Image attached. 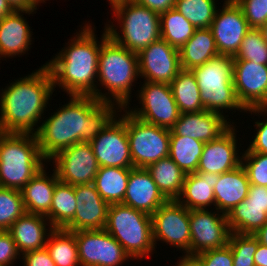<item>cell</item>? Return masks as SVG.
<instances>
[{
  "label": "cell",
  "mask_w": 267,
  "mask_h": 266,
  "mask_svg": "<svg viewBox=\"0 0 267 266\" xmlns=\"http://www.w3.org/2000/svg\"><path fill=\"white\" fill-rule=\"evenodd\" d=\"M170 87L180 114L205 110L200 99V89L191 70L182 69L170 83Z\"/></svg>",
  "instance_id": "cell-31"
},
{
  "label": "cell",
  "mask_w": 267,
  "mask_h": 266,
  "mask_svg": "<svg viewBox=\"0 0 267 266\" xmlns=\"http://www.w3.org/2000/svg\"><path fill=\"white\" fill-rule=\"evenodd\" d=\"M20 257L12 235L8 231H0V265L13 266Z\"/></svg>",
  "instance_id": "cell-44"
},
{
  "label": "cell",
  "mask_w": 267,
  "mask_h": 266,
  "mask_svg": "<svg viewBox=\"0 0 267 266\" xmlns=\"http://www.w3.org/2000/svg\"><path fill=\"white\" fill-rule=\"evenodd\" d=\"M45 162L36 134L0 133V187L21 190Z\"/></svg>",
  "instance_id": "cell-5"
},
{
  "label": "cell",
  "mask_w": 267,
  "mask_h": 266,
  "mask_svg": "<svg viewBox=\"0 0 267 266\" xmlns=\"http://www.w3.org/2000/svg\"><path fill=\"white\" fill-rule=\"evenodd\" d=\"M227 120L225 116L207 110L183 113L170 129V136H188L207 143L217 139L234 123Z\"/></svg>",
  "instance_id": "cell-21"
},
{
  "label": "cell",
  "mask_w": 267,
  "mask_h": 266,
  "mask_svg": "<svg viewBox=\"0 0 267 266\" xmlns=\"http://www.w3.org/2000/svg\"><path fill=\"white\" fill-rule=\"evenodd\" d=\"M111 10L119 27L110 20L105 27L109 36L128 50L139 53L161 39L160 14L134 1L121 3Z\"/></svg>",
  "instance_id": "cell-7"
},
{
  "label": "cell",
  "mask_w": 267,
  "mask_h": 266,
  "mask_svg": "<svg viewBox=\"0 0 267 266\" xmlns=\"http://www.w3.org/2000/svg\"><path fill=\"white\" fill-rule=\"evenodd\" d=\"M178 260V263H175L174 266H203L202 259L199 255L185 253Z\"/></svg>",
  "instance_id": "cell-49"
},
{
  "label": "cell",
  "mask_w": 267,
  "mask_h": 266,
  "mask_svg": "<svg viewBox=\"0 0 267 266\" xmlns=\"http://www.w3.org/2000/svg\"><path fill=\"white\" fill-rule=\"evenodd\" d=\"M240 155L241 165L247 173L250 185L267 187V154L240 152Z\"/></svg>",
  "instance_id": "cell-41"
},
{
  "label": "cell",
  "mask_w": 267,
  "mask_h": 266,
  "mask_svg": "<svg viewBox=\"0 0 267 266\" xmlns=\"http://www.w3.org/2000/svg\"><path fill=\"white\" fill-rule=\"evenodd\" d=\"M119 107L93 96L69 95V101L42 120L36 133L40 152L48 162L76 143H90L117 115Z\"/></svg>",
  "instance_id": "cell-1"
},
{
  "label": "cell",
  "mask_w": 267,
  "mask_h": 266,
  "mask_svg": "<svg viewBox=\"0 0 267 266\" xmlns=\"http://www.w3.org/2000/svg\"><path fill=\"white\" fill-rule=\"evenodd\" d=\"M219 174L195 172L186 174L177 201L189 210H205L215 206L214 186ZM208 207V208H207Z\"/></svg>",
  "instance_id": "cell-27"
},
{
  "label": "cell",
  "mask_w": 267,
  "mask_h": 266,
  "mask_svg": "<svg viewBox=\"0 0 267 266\" xmlns=\"http://www.w3.org/2000/svg\"><path fill=\"white\" fill-rule=\"evenodd\" d=\"M130 169L99 167L93 184L100 196L109 205L123 203Z\"/></svg>",
  "instance_id": "cell-30"
},
{
  "label": "cell",
  "mask_w": 267,
  "mask_h": 266,
  "mask_svg": "<svg viewBox=\"0 0 267 266\" xmlns=\"http://www.w3.org/2000/svg\"><path fill=\"white\" fill-rule=\"evenodd\" d=\"M259 244L253 234H238L231 232L228 238V246L233 255V266H255L254 253Z\"/></svg>",
  "instance_id": "cell-40"
},
{
  "label": "cell",
  "mask_w": 267,
  "mask_h": 266,
  "mask_svg": "<svg viewBox=\"0 0 267 266\" xmlns=\"http://www.w3.org/2000/svg\"><path fill=\"white\" fill-rule=\"evenodd\" d=\"M92 23H86L69 39L66 47L45 63L54 89L59 87L68 95L93 96L97 99L98 58L101 44L109 37L104 26L98 41ZM76 34V35H75Z\"/></svg>",
  "instance_id": "cell-2"
},
{
  "label": "cell",
  "mask_w": 267,
  "mask_h": 266,
  "mask_svg": "<svg viewBox=\"0 0 267 266\" xmlns=\"http://www.w3.org/2000/svg\"><path fill=\"white\" fill-rule=\"evenodd\" d=\"M76 205L74 186L59 181L54 188L50 212L46 218L54 229H64L73 220Z\"/></svg>",
  "instance_id": "cell-32"
},
{
  "label": "cell",
  "mask_w": 267,
  "mask_h": 266,
  "mask_svg": "<svg viewBox=\"0 0 267 266\" xmlns=\"http://www.w3.org/2000/svg\"><path fill=\"white\" fill-rule=\"evenodd\" d=\"M90 144L99 167L133 168L126 124L117 115Z\"/></svg>",
  "instance_id": "cell-16"
},
{
  "label": "cell",
  "mask_w": 267,
  "mask_h": 266,
  "mask_svg": "<svg viewBox=\"0 0 267 266\" xmlns=\"http://www.w3.org/2000/svg\"><path fill=\"white\" fill-rule=\"evenodd\" d=\"M0 91V131L36 134L55 91L47 66L43 64L36 71L14 79Z\"/></svg>",
  "instance_id": "cell-3"
},
{
  "label": "cell",
  "mask_w": 267,
  "mask_h": 266,
  "mask_svg": "<svg viewBox=\"0 0 267 266\" xmlns=\"http://www.w3.org/2000/svg\"><path fill=\"white\" fill-rule=\"evenodd\" d=\"M72 233L77 243L80 266H122L129 259L133 260L105 229Z\"/></svg>",
  "instance_id": "cell-12"
},
{
  "label": "cell",
  "mask_w": 267,
  "mask_h": 266,
  "mask_svg": "<svg viewBox=\"0 0 267 266\" xmlns=\"http://www.w3.org/2000/svg\"><path fill=\"white\" fill-rule=\"evenodd\" d=\"M152 231L155 247L158 241L190 254V210L177 200H168L152 215Z\"/></svg>",
  "instance_id": "cell-11"
},
{
  "label": "cell",
  "mask_w": 267,
  "mask_h": 266,
  "mask_svg": "<svg viewBox=\"0 0 267 266\" xmlns=\"http://www.w3.org/2000/svg\"><path fill=\"white\" fill-rule=\"evenodd\" d=\"M53 230L46 216L25 213L11 225L8 232L12 235L19 254L23 255L45 248L47 238Z\"/></svg>",
  "instance_id": "cell-24"
},
{
  "label": "cell",
  "mask_w": 267,
  "mask_h": 266,
  "mask_svg": "<svg viewBox=\"0 0 267 266\" xmlns=\"http://www.w3.org/2000/svg\"><path fill=\"white\" fill-rule=\"evenodd\" d=\"M167 201L146 168L133 167L130 169L122 204L151 216Z\"/></svg>",
  "instance_id": "cell-23"
},
{
  "label": "cell",
  "mask_w": 267,
  "mask_h": 266,
  "mask_svg": "<svg viewBox=\"0 0 267 266\" xmlns=\"http://www.w3.org/2000/svg\"><path fill=\"white\" fill-rule=\"evenodd\" d=\"M191 71L195 75L205 110L219 113L228 121L229 115H225L227 110L246 112L237 98L234 87L233 57L218 55Z\"/></svg>",
  "instance_id": "cell-6"
},
{
  "label": "cell",
  "mask_w": 267,
  "mask_h": 266,
  "mask_svg": "<svg viewBox=\"0 0 267 266\" xmlns=\"http://www.w3.org/2000/svg\"><path fill=\"white\" fill-rule=\"evenodd\" d=\"M246 200L252 206L264 208V212L267 214V187L250 185Z\"/></svg>",
  "instance_id": "cell-47"
},
{
  "label": "cell",
  "mask_w": 267,
  "mask_h": 266,
  "mask_svg": "<svg viewBox=\"0 0 267 266\" xmlns=\"http://www.w3.org/2000/svg\"><path fill=\"white\" fill-rule=\"evenodd\" d=\"M250 28L260 29L267 22V0H235Z\"/></svg>",
  "instance_id": "cell-43"
},
{
  "label": "cell",
  "mask_w": 267,
  "mask_h": 266,
  "mask_svg": "<svg viewBox=\"0 0 267 266\" xmlns=\"http://www.w3.org/2000/svg\"><path fill=\"white\" fill-rule=\"evenodd\" d=\"M37 1L41 4V3H44L47 0H37Z\"/></svg>",
  "instance_id": "cell-56"
},
{
  "label": "cell",
  "mask_w": 267,
  "mask_h": 266,
  "mask_svg": "<svg viewBox=\"0 0 267 266\" xmlns=\"http://www.w3.org/2000/svg\"><path fill=\"white\" fill-rule=\"evenodd\" d=\"M21 259L23 266H56L46 248L26 252Z\"/></svg>",
  "instance_id": "cell-46"
},
{
  "label": "cell",
  "mask_w": 267,
  "mask_h": 266,
  "mask_svg": "<svg viewBox=\"0 0 267 266\" xmlns=\"http://www.w3.org/2000/svg\"><path fill=\"white\" fill-rule=\"evenodd\" d=\"M137 78H140L138 53L116 43L109 36L101 44L99 52L97 99L104 103H114L119 108H126L132 101L131 92ZM99 84L105 93L101 92Z\"/></svg>",
  "instance_id": "cell-4"
},
{
  "label": "cell",
  "mask_w": 267,
  "mask_h": 266,
  "mask_svg": "<svg viewBox=\"0 0 267 266\" xmlns=\"http://www.w3.org/2000/svg\"><path fill=\"white\" fill-rule=\"evenodd\" d=\"M253 258L255 266H267V246L259 243Z\"/></svg>",
  "instance_id": "cell-51"
},
{
  "label": "cell",
  "mask_w": 267,
  "mask_h": 266,
  "mask_svg": "<svg viewBox=\"0 0 267 266\" xmlns=\"http://www.w3.org/2000/svg\"><path fill=\"white\" fill-rule=\"evenodd\" d=\"M249 112L250 115L255 114L256 116L260 115L267 116V106H258L246 110V113ZM262 121L257 120L254 124L256 127L255 136H252V142L250 141L249 146L244 152H257L262 154H267V118H262Z\"/></svg>",
  "instance_id": "cell-42"
},
{
  "label": "cell",
  "mask_w": 267,
  "mask_h": 266,
  "mask_svg": "<svg viewBox=\"0 0 267 266\" xmlns=\"http://www.w3.org/2000/svg\"><path fill=\"white\" fill-rule=\"evenodd\" d=\"M14 10L37 9L40 3L37 0H7Z\"/></svg>",
  "instance_id": "cell-50"
},
{
  "label": "cell",
  "mask_w": 267,
  "mask_h": 266,
  "mask_svg": "<svg viewBox=\"0 0 267 266\" xmlns=\"http://www.w3.org/2000/svg\"><path fill=\"white\" fill-rule=\"evenodd\" d=\"M49 162L55 165L58 180L73 186L93 183L99 169L91 144L86 142L60 151Z\"/></svg>",
  "instance_id": "cell-13"
},
{
  "label": "cell",
  "mask_w": 267,
  "mask_h": 266,
  "mask_svg": "<svg viewBox=\"0 0 267 266\" xmlns=\"http://www.w3.org/2000/svg\"><path fill=\"white\" fill-rule=\"evenodd\" d=\"M264 41L267 43V22L260 28Z\"/></svg>",
  "instance_id": "cell-55"
},
{
  "label": "cell",
  "mask_w": 267,
  "mask_h": 266,
  "mask_svg": "<svg viewBox=\"0 0 267 266\" xmlns=\"http://www.w3.org/2000/svg\"><path fill=\"white\" fill-rule=\"evenodd\" d=\"M199 256L203 266H233V255L228 245L200 253Z\"/></svg>",
  "instance_id": "cell-45"
},
{
  "label": "cell",
  "mask_w": 267,
  "mask_h": 266,
  "mask_svg": "<svg viewBox=\"0 0 267 266\" xmlns=\"http://www.w3.org/2000/svg\"><path fill=\"white\" fill-rule=\"evenodd\" d=\"M233 82L237 98L246 110L267 106V65L233 60Z\"/></svg>",
  "instance_id": "cell-18"
},
{
  "label": "cell",
  "mask_w": 267,
  "mask_h": 266,
  "mask_svg": "<svg viewBox=\"0 0 267 266\" xmlns=\"http://www.w3.org/2000/svg\"><path fill=\"white\" fill-rule=\"evenodd\" d=\"M218 0H176L177 9L196 29L210 28L218 10Z\"/></svg>",
  "instance_id": "cell-37"
},
{
  "label": "cell",
  "mask_w": 267,
  "mask_h": 266,
  "mask_svg": "<svg viewBox=\"0 0 267 266\" xmlns=\"http://www.w3.org/2000/svg\"><path fill=\"white\" fill-rule=\"evenodd\" d=\"M210 25L220 55L234 57L247 32L251 29L235 0H224Z\"/></svg>",
  "instance_id": "cell-15"
},
{
  "label": "cell",
  "mask_w": 267,
  "mask_h": 266,
  "mask_svg": "<svg viewBox=\"0 0 267 266\" xmlns=\"http://www.w3.org/2000/svg\"><path fill=\"white\" fill-rule=\"evenodd\" d=\"M233 60H249L267 65V43L260 29L251 28L247 32Z\"/></svg>",
  "instance_id": "cell-39"
},
{
  "label": "cell",
  "mask_w": 267,
  "mask_h": 266,
  "mask_svg": "<svg viewBox=\"0 0 267 266\" xmlns=\"http://www.w3.org/2000/svg\"><path fill=\"white\" fill-rule=\"evenodd\" d=\"M146 169L167 200L178 199L183 189L186 174L170 157L160 159L150 164Z\"/></svg>",
  "instance_id": "cell-29"
},
{
  "label": "cell",
  "mask_w": 267,
  "mask_h": 266,
  "mask_svg": "<svg viewBox=\"0 0 267 266\" xmlns=\"http://www.w3.org/2000/svg\"><path fill=\"white\" fill-rule=\"evenodd\" d=\"M76 212L73 220L64 228L69 232L105 229L109 204L104 201L94 184L74 186Z\"/></svg>",
  "instance_id": "cell-20"
},
{
  "label": "cell",
  "mask_w": 267,
  "mask_h": 266,
  "mask_svg": "<svg viewBox=\"0 0 267 266\" xmlns=\"http://www.w3.org/2000/svg\"><path fill=\"white\" fill-rule=\"evenodd\" d=\"M233 123L217 139L204 144L197 172L222 174L241 165L242 156L237 146V129ZM238 147V149H237Z\"/></svg>",
  "instance_id": "cell-19"
},
{
  "label": "cell",
  "mask_w": 267,
  "mask_h": 266,
  "mask_svg": "<svg viewBox=\"0 0 267 266\" xmlns=\"http://www.w3.org/2000/svg\"><path fill=\"white\" fill-rule=\"evenodd\" d=\"M139 77L170 84L182 70L179 50L159 39L138 53Z\"/></svg>",
  "instance_id": "cell-17"
},
{
  "label": "cell",
  "mask_w": 267,
  "mask_h": 266,
  "mask_svg": "<svg viewBox=\"0 0 267 266\" xmlns=\"http://www.w3.org/2000/svg\"><path fill=\"white\" fill-rule=\"evenodd\" d=\"M161 39L180 48L193 36L196 28L175 8L160 14Z\"/></svg>",
  "instance_id": "cell-36"
},
{
  "label": "cell",
  "mask_w": 267,
  "mask_h": 266,
  "mask_svg": "<svg viewBox=\"0 0 267 266\" xmlns=\"http://www.w3.org/2000/svg\"><path fill=\"white\" fill-rule=\"evenodd\" d=\"M105 230L111 234L133 260L155 253L152 218L130 206L110 204Z\"/></svg>",
  "instance_id": "cell-8"
},
{
  "label": "cell",
  "mask_w": 267,
  "mask_h": 266,
  "mask_svg": "<svg viewBox=\"0 0 267 266\" xmlns=\"http://www.w3.org/2000/svg\"><path fill=\"white\" fill-rule=\"evenodd\" d=\"M56 266H80L75 235L64 229H54L48 236L46 246Z\"/></svg>",
  "instance_id": "cell-35"
},
{
  "label": "cell",
  "mask_w": 267,
  "mask_h": 266,
  "mask_svg": "<svg viewBox=\"0 0 267 266\" xmlns=\"http://www.w3.org/2000/svg\"><path fill=\"white\" fill-rule=\"evenodd\" d=\"M260 244L267 246V223L253 234Z\"/></svg>",
  "instance_id": "cell-52"
},
{
  "label": "cell",
  "mask_w": 267,
  "mask_h": 266,
  "mask_svg": "<svg viewBox=\"0 0 267 266\" xmlns=\"http://www.w3.org/2000/svg\"><path fill=\"white\" fill-rule=\"evenodd\" d=\"M37 9L14 10L0 20V58L20 57L28 54L32 45V31L24 17L36 14ZM1 60V59H0Z\"/></svg>",
  "instance_id": "cell-22"
},
{
  "label": "cell",
  "mask_w": 267,
  "mask_h": 266,
  "mask_svg": "<svg viewBox=\"0 0 267 266\" xmlns=\"http://www.w3.org/2000/svg\"><path fill=\"white\" fill-rule=\"evenodd\" d=\"M25 213L21 191L0 187V231H8Z\"/></svg>",
  "instance_id": "cell-38"
},
{
  "label": "cell",
  "mask_w": 267,
  "mask_h": 266,
  "mask_svg": "<svg viewBox=\"0 0 267 266\" xmlns=\"http://www.w3.org/2000/svg\"><path fill=\"white\" fill-rule=\"evenodd\" d=\"M250 182L242 165L219 174L214 186L215 210L228 214L237 204L248 196Z\"/></svg>",
  "instance_id": "cell-25"
},
{
  "label": "cell",
  "mask_w": 267,
  "mask_h": 266,
  "mask_svg": "<svg viewBox=\"0 0 267 266\" xmlns=\"http://www.w3.org/2000/svg\"><path fill=\"white\" fill-rule=\"evenodd\" d=\"M138 91V105L126 107L135 117L159 127L171 129L179 119L180 111L170 84L144 81ZM132 108V109H131Z\"/></svg>",
  "instance_id": "cell-10"
},
{
  "label": "cell",
  "mask_w": 267,
  "mask_h": 266,
  "mask_svg": "<svg viewBox=\"0 0 267 266\" xmlns=\"http://www.w3.org/2000/svg\"><path fill=\"white\" fill-rule=\"evenodd\" d=\"M213 210V208L210 211L209 209L190 210V254L199 255L228 244L231 232L228 227L227 215Z\"/></svg>",
  "instance_id": "cell-14"
},
{
  "label": "cell",
  "mask_w": 267,
  "mask_h": 266,
  "mask_svg": "<svg viewBox=\"0 0 267 266\" xmlns=\"http://www.w3.org/2000/svg\"><path fill=\"white\" fill-rule=\"evenodd\" d=\"M176 0H134L135 3L161 14L175 7Z\"/></svg>",
  "instance_id": "cell-48"
},
{
  "label": "cell",
  "mask_w": 267,
  "mask_h": 266,
  "mask_svg": "<svg viewBox=\"0 0 267 266\" xmlns=\"http://www.w3.org/2000/svg\"><path fill=\"white\" fill-rule=\"evenodd\" d=\"M118 112L117 116L126 124L133 167L147 168L169 157V129L147 123L132 115L127 108H120Z\"/></svg>",
  "instance_id": "cell-9"
},
{
  "label": "cell",
  "mask_w": 267,
  "mask_h": 266,
  "mask_svg": "<svg viewBox=\"0 0 267 266\" xmlns=\"http://www.w3.org/2000/svg\"><path fill=\"white\" fill-rule=\"evenodd\" d=\"M204 144L188 136H170L169 157L185 174L195 173Z\"/></svg>",
  "instance_id": "cell-34"
},
{
  "label": "cell",
  "mask_w": 267,
  "mask_h": 266,
  "mask_svg": "<svg viewBox=\"0 0 267 266\" xmlns=\"http://www.w3.org/2000/svg\"><path fill=\"white\" fill-rule=\"evenodd\" d=\"M110 3L111 9L121 3H127V2H131L134 0H107Z\"/></svg>",
  "instance_id": "cell-54"
},
{
  "label": "cell",
  "mask_w": 267,
  "mask_h": 266,
  "mask_svg": "<svg viewBox=\"0 0 267 266\" xmlns=\"http://www.w3.org/2000/svg\"><path fill=\"white\" fill-rule=\"evenodd\" d=\"M227 221L230 232L255 234L267 223V214L264 208L252 206L244 199L227 214Z\"/></svg>",
  "instance_id": "cell-33"
},
{
  "label": "cell",
  "mask_w": 267,
  "mask_h": 266,
  "mask_svg": "<svg viewBox=\"0 0 267 266\" xmlns=\"http://www.w3.org/2000/svg\"><path fill=\"white\" fill-rule=\"evenodd\" d=\"M43 167L20 191L26 213L47 216L52 204L54 188L59 182L53 169L52 174Z\"/></svg>",
  "instance_id": "cell-26"
},
{
  "label": "cell",
  "mask_w": 267,
  "mask_h": 266,
  "mask_svg": "<svg viewBox=\"0 0 267 266\" xmlns=\"http://www.w3.org/2000/svg\"><path fill=\"white\" fill-rule=\"evenodd\" d=\"M14 11L7 0H0V20Z\"/></svg>",
  "instance_id": "cell-53"
},
{
  "label": "cell",
  "mask_w": 267,
  "mask_h": 266,
  "mask_svg": "<svg viewBox=\"0 0 267 266\" xmlns=\"http://www.w3.org/2000/svg\"><path fill=\"white\" fill-rule=\"evenodd\" d=\"M183 70H192L220 55L210 28L196 29L193 36L180 48Z\"/></svg>",
  "instance_id": "cell-28"
}]
</instances>
